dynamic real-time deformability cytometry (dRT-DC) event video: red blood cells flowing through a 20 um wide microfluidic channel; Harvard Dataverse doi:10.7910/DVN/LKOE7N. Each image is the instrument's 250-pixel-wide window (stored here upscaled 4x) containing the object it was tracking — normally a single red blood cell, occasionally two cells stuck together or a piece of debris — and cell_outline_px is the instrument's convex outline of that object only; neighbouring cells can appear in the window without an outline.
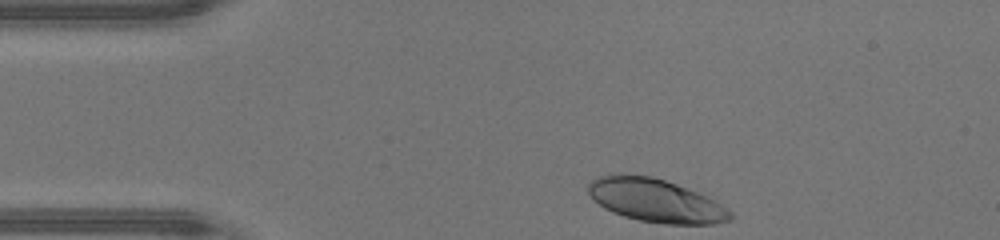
{"species": "human", "species_latin": "Homo sapiens", "temperature_condition": "warm", "stored_images_in_passage": 31, "camera_frame_rate_fps": 3000, "um_per_image_px": 0.085, "donor": {"sex": "male"}, "frame": {"image": 1, "passage_image": 1, "time_ms": 0.0, "image_size_px": [1000, 240], "cell_outline_px": [[732, 220], [716, 224], [664, 224], [640, 220], [624, 216], [612, 212], [604, 208], [588, 192], [588, 184], [592, 180], [600, 176], [652, 176], [676, 184], [708, 196], [732, 212]], "centroid_in_image_um": [55.8, 17.08], "position_along_channel_um": 29.2, "area_um2": 35.14}}
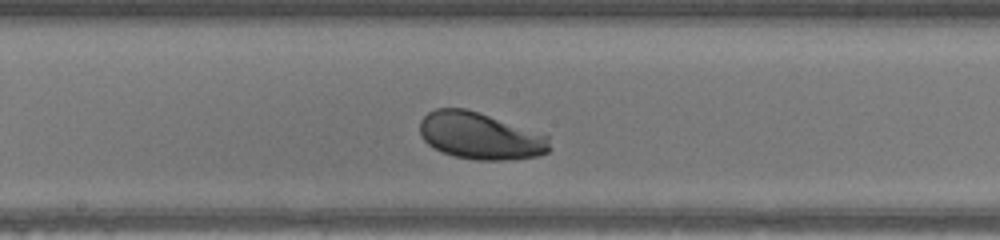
{"frame": {"image": 2, "passage_image": 17, "time_ms": 5.333, "image_size_px": [1000, 240], "cell_outline_px": [[552, 148], [548, 152], [540, 156], [504, 160], [476, 160], [452, 156], [440, 152], [432, 148], [420, 136], [420, 120], [428, 112], [436, 108], [464, 108], [480, 112], [548, 136]], "centroid_in_image_um": [40.79, 11.56], "position_along_channel_um": 207.4, "area_um2": 35.78}}
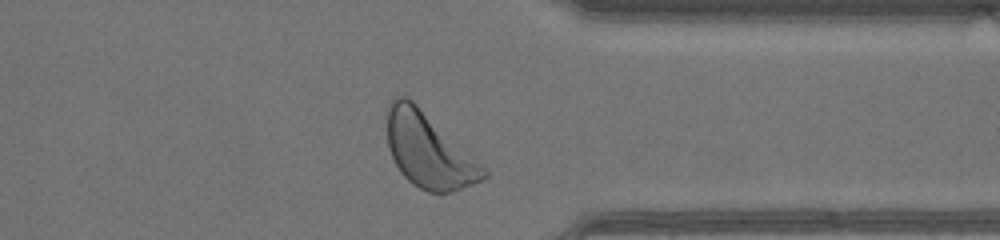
{"frame": {"image": 3, "passage_image": 29, "time_ms": 9.333, "image_size_px": [1000, 240], "cell_outline_px": [[488, 176], [472, 184], [452, 192], [428, 192], [412, 184], [400, 172], [388, 148], [388, 104], [396, 96], [408, 96], [472, 156], [488, 172]], "centroid_in_image_um": [36.4, 12.79], "position_along_channel_um": 375.0, "area_um2": 40.98}, "authors_computed_cell_mechanics": {"area_um2": 35.547, "velocity_mm_per_s": 4.3632, "shape_relaxation_time_tau1_ms": 2.3845, "shape_relaxation_time_tau2_ms": null, "deformation_change_tau1": 0.147, "deformation_change_tau2": null}}